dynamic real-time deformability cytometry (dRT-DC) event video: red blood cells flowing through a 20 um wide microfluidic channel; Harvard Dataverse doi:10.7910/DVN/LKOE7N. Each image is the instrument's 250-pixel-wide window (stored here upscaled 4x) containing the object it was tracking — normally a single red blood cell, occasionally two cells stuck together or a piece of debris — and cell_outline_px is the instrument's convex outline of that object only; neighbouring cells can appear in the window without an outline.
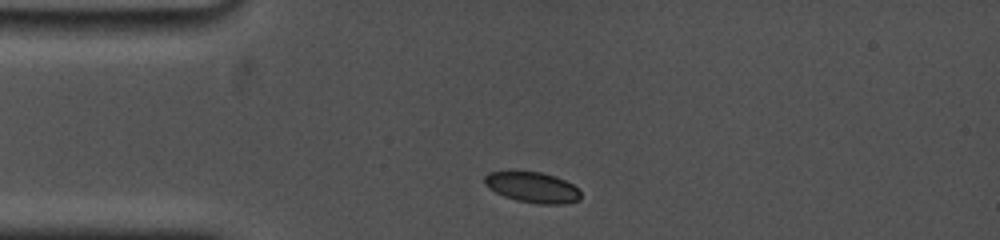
{"species": "common noctule bat (a hibernating species)", "species_latin": "Nyctalus noctula", "temperature_condition": "cold", "stored_images_in_passage": 29, "camera_frame_rate_fps": 5000, "um_per_image_px": 0.085, "animal": {"sex": "female", "body_mass_g": 19.0, "forearm_length_mm": 53.3}, "frame": {"image": 1, "passage_image": 1, "time_ms": 0.0, "image_size_px": [1000, 240], "cell_outline_px": [[580, 200], [564, 204], [536, 204], [516, 200], [504, 196], [488, 188], [484, 184], [484, 176], [488, 172], [512, 168], [540, 172], [556, 176], [572, 184], [580, 192]], "centroid_in_image_um": [45.18, 15.87], "position_along_channel_um": 39.8, "area_um2": 17.86}}
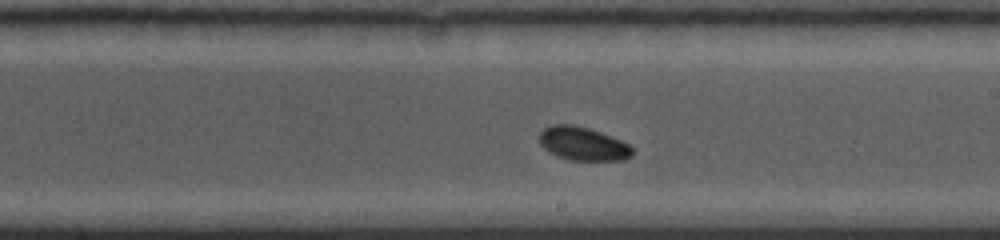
{"frame": {"image": 2, "passage_image": 16, "time_ms": 6.0, "image_size_px": [1000, 240], "cell_outline_px": [[632, 156], [624, 160], [568, 160], [556, 156], [548, 152], [540, 144], [540, 132], [544, 128], [552, 124], [572, 124], [588, 128], [600, 132], [620, 140], [628, 144], [632, 148]], "centroid_in_image_um": [49.52, 12.22], "position_along_channel_um": 239.5, "area_um2": 18.15}}
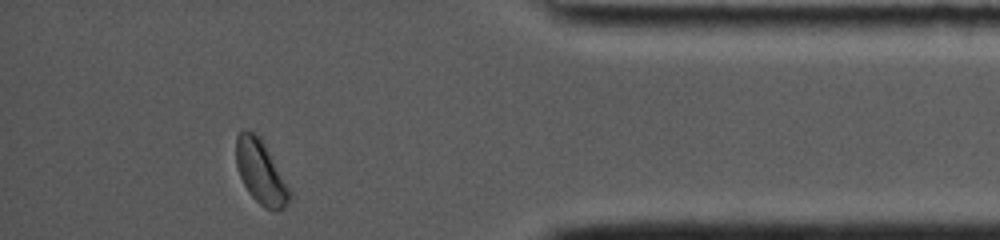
{"frame": {"image": 3, "passage_image": 28, "time_ms": 11.2, "image_size_px": [1000, 240], "cell_outline_px": [[292, 196], [284, 208], [264, 208], [248, 192], [240, 176], [236, 164], [236, 136], [244, 128], [260, 136], [292, 192]], "centroid_in_image_um": [22.15, 14.6], "position_along_channel_um": 413.0, "area_um2": 19.59}, "authors_computed_cell_mechanics": {"area_um2": 18.3226, "velocity_mm_per_s": 3.7115, "shape_relaxation_time_tau1_ms": 1.8338, "shape_relaxation_time_tau2_ms": 7.4691, "deformation_change_tau1": 0.0508, "deformation_change_tau2": 0.0799}}